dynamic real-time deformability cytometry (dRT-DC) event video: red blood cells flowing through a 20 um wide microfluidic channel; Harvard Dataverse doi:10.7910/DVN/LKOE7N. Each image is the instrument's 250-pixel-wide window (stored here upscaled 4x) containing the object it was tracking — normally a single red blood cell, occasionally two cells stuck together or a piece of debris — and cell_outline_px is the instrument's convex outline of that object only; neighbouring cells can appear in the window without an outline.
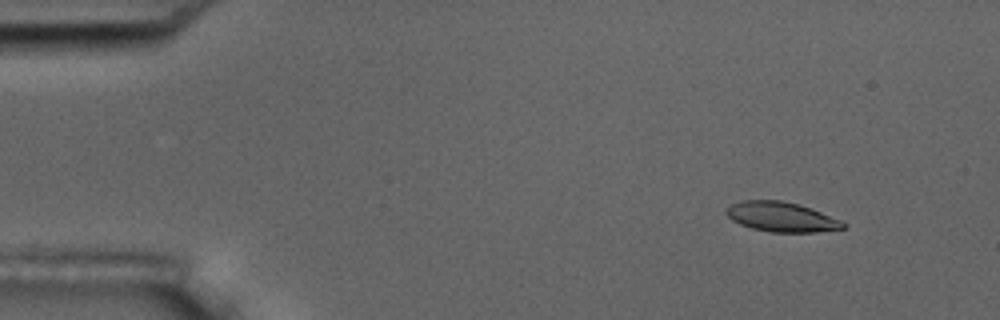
{"species": "common noctule bat (a hibernating species)", "species_latin": "Nyctalus noctula", "temperature_condition": "room temperature", "stored_images_in_passage": 5, "camera_frame_rate_fps": 3000, "um_per_image_px": 0.085, "animal": {"sex": "male", "body_mass_g": 17.5, "forearm_length_mm": 52.3}, "frame": {"image": 1, "passage_image": 2, "time_ms": 0.333, "image_size_px": [1000, 320], "cell_outline_px": [[848, 224], [844, 228], [816, 232], [772, 232], [752, 228], [740, 224], [732, 220], [724, 212], [732, 204], [744, 200], [780, 200], [800, 204], [840, 220]], "centroid_in_image_um": [66.42, 18.43], "position_along_channel_um": 18.6, "area_um2": 20.11}}
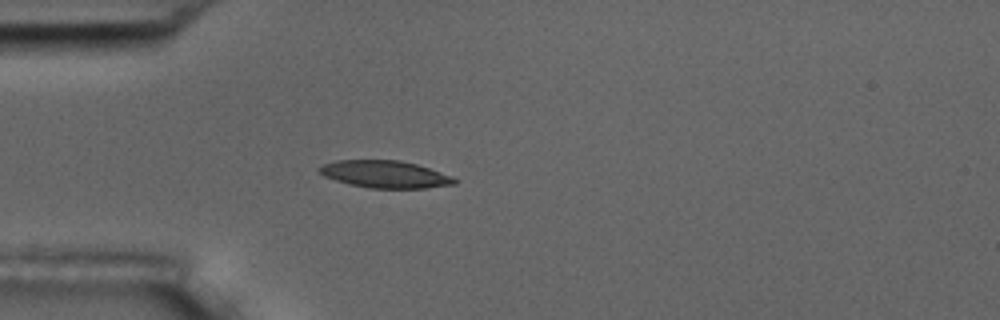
{"frame": {"image": 2, "passage_image": 5, "time_ms": 1.333, "image_size_px": [1000, 320], "cell_outline_px": [[456, 184], [424, 188], [368, 188], [348, 184], [324, 176], [316, 168], [324, 164], [336, 160], [400, 160], [416, 164], [452, 176], [456, 180]], "centroid_in_image_um": [32.7, 14.81], "position_along_channel_um": 52.3, "area_um2": 21.39}}